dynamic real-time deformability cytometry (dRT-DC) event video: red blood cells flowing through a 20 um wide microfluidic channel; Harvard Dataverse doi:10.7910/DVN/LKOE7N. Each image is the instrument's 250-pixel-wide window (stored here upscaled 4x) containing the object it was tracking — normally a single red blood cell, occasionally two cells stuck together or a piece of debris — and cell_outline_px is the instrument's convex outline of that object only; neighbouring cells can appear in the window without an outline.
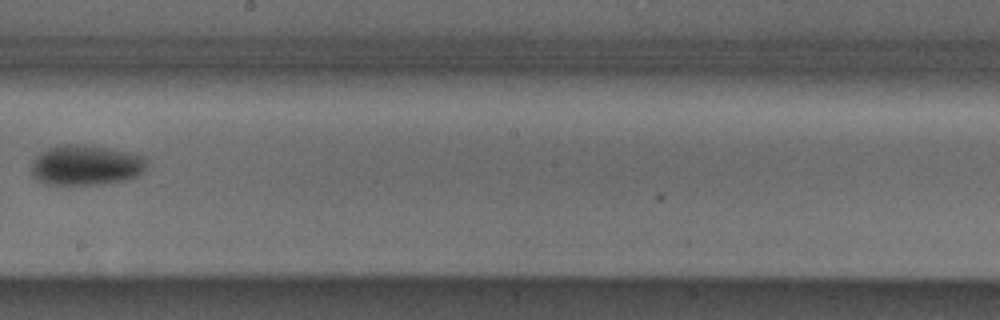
{"species": "Egyptian fruit bat (a non-hibernating species)", "species_latin": "Rousettus aegyptiacus", "temperature_condition": "cold", "stored_images_in_passage": 7, "camera_frame_rate_fps": 3000, "um_per_image_px": 0.085, "animal": {"sex": "male"}, "frame": {"image": 1, "passage_image": 5, "time_ms": 5.0, "image_size_px": [1000, 320], "cell_outline_px": [[148, 160], [144, 172], [140, 176], [124, 180], [104, 184], [44, 184], [36, 180], [32, 176], [32, 164], [36, 156], [40, 152], [48, 148], [64, 144], [84, 144], [112, 148], [144, 156]], "centroid_in_image_um": [7.33, 14.03], "position_along_channel_um": 240.9, "area_um2": 27.46}}
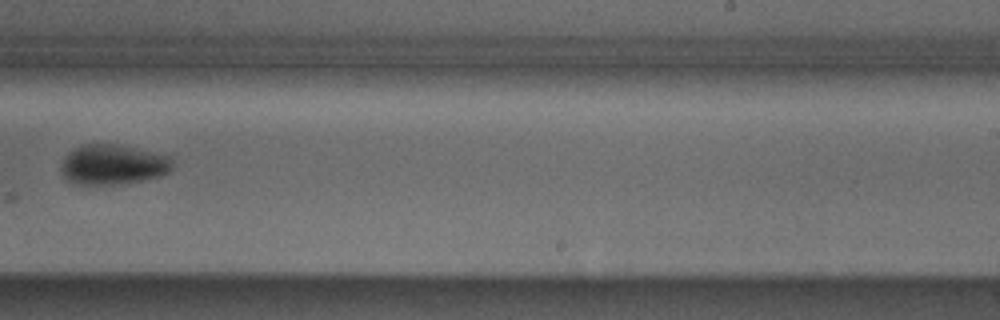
{"frame": {"image": 2, "passage_image": 6, "time_ms": 6.0, "image_size_px": [1000, 320], "cell_outline_px": [[172, 168], [168, 172], [160, 176], [120, 184], [76, 184], [68, 180], [60, 172], [60, 164], [68, 152], [72, 148], [80, 144], [116, 144], [136, 148], [168, 156], [172, 160]], "centroid_in_image_um": [9.54, 13.98], "position_along_channel_um": 279.5, "area_um2": 26.01}}